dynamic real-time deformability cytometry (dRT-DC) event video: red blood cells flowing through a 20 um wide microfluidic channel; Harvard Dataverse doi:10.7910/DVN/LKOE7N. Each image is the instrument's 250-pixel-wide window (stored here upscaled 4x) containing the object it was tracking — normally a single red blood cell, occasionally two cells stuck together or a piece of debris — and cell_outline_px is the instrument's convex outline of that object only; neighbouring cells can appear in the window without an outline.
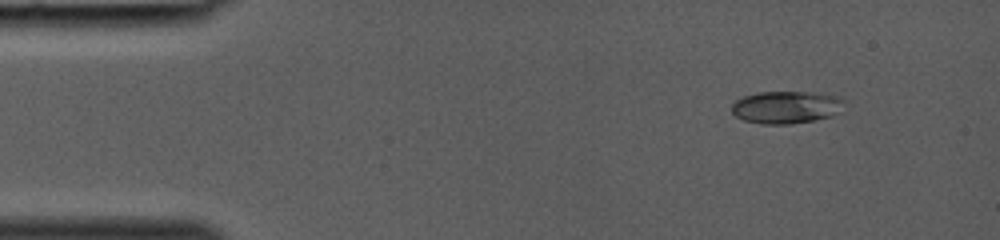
{"species": "common noctule bat (a hibernating species)", "species_latin": "Nyctalus noctula", "temperature_condition": "room temperature", "stored_images_in_passage": 32, "camera_frame_rate_fps": 3000, "um_per_image_px": 0.085, "animal": {"sex": "female", "body_mass_g": 19.0, "forearm_length_mm": 53.3}, "frame": {"image": 1, "passage_image": 1, "time_ms": 0.0, "image_size_px": [1000, 240], "cell_outline_px": [[844, 100], [840, 112], [832, 116], [816, 120], [788, 124], [764, 124], [744, 120], [736, 116], [732, 112], [732, 104], [736, 100], [744, 96], [756, 92], [808, 92], [840, 96]], "centroid_in_image_um": [66.84, 9.11], "position_along_channel_um": 18.2, "area_um2": 21.33}}
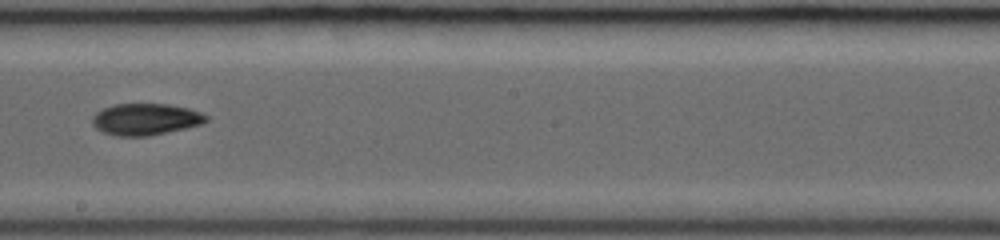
{"frame": {"image": 2, "passage_image": 19, "time_ms": 6.0, "image_size_px": [1000, 240], "cell_outline_px": [[208, 120], [204, 124], [148, 136], [116, 136], [104, 132], [96, 128], [92, 124], [92, 116], [96, 112], [104, 108], [116, 104], [168, 104], [188, 108], [200, 112], [208, 116]], "centroid_in_image_um": [12.38, 10.14], "position_along_channel_um": 235.8, "area_um2": 20.98}}
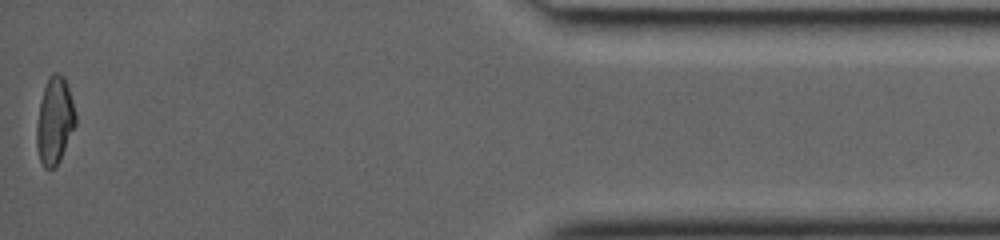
{"frame": {"image": 3, "passage_image": 32, "time_ms": 10.333, "image_size_px": [1000, 240], "cell_outline_px": [[76, 124], [60, 160], [52, 168], [44, 168], [40, 160], [36, 148], [36, 124], [40, 100], [48, 76], [52, 72], [56, 72], [64, 76], [72, 100], [76, 116]], "centroid_in_image_um": [4.63, 10.25], "position_along_channel_um": 430.6, "area_um2": 19.77}}